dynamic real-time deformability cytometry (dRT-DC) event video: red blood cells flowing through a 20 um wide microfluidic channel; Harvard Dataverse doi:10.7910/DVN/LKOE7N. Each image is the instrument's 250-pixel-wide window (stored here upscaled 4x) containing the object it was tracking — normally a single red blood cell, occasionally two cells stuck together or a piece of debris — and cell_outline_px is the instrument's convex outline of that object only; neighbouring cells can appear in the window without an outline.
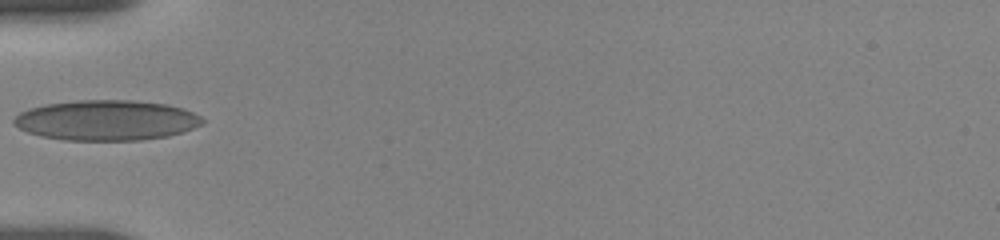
{"species": "human", "species_latin": "Homo sapiens", "temperature_condition": "room temperature", "stored_images_in_passage": 4, "camera_frame_rate_fps": 3000, "um_per_image_px": 0.085, "donor": {"sex": "female"}, "frame": {"image": 1, "passage_image": 1, "time_ms": 0.0, "image_size_px": [1000, 240], "cell_outline_px": [[204, 120], [200, 124], [184, 132], [168, 136], [140, 140], [64, 140], [40, 136], [28, 132], [12, 124], [12, 120], [20, 112], [28, 108], [44, 104], [76, 100], [132, 100], [164, 104], [184, 108], [200, 116]], "centroid_in_image_um": [9.01, 10.22], "position_along_channel_um": 76.0, "area_um2": 44.33}}
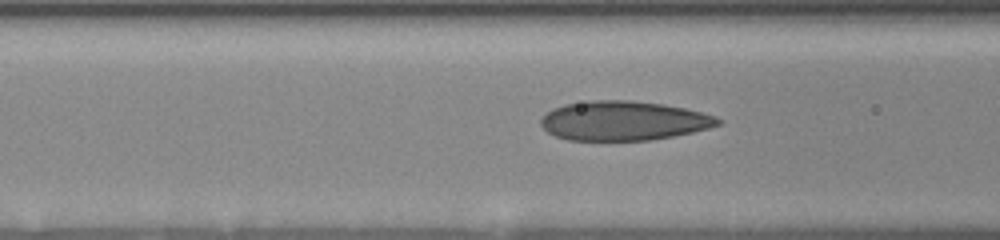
{"frame": {"image": 2, "passage_image": 3, "time_ms": 1.0, "image_size_px": [1000, 240], "cell_outline_px": [[720, 124], [708, 128], [692, 132], [652, 140], [568, 140], [556, 136], [548, 132], [540, 124], [540, 120], [552, 108], [564, 104], [588, 100], [632, 100], [664, 104], [684, 108], [716, 116], [720, 120]], "centroid_in_image_um": [52.97, 10.25], "position_along_channel_um": 113.6, "area_um2": 40.58}}